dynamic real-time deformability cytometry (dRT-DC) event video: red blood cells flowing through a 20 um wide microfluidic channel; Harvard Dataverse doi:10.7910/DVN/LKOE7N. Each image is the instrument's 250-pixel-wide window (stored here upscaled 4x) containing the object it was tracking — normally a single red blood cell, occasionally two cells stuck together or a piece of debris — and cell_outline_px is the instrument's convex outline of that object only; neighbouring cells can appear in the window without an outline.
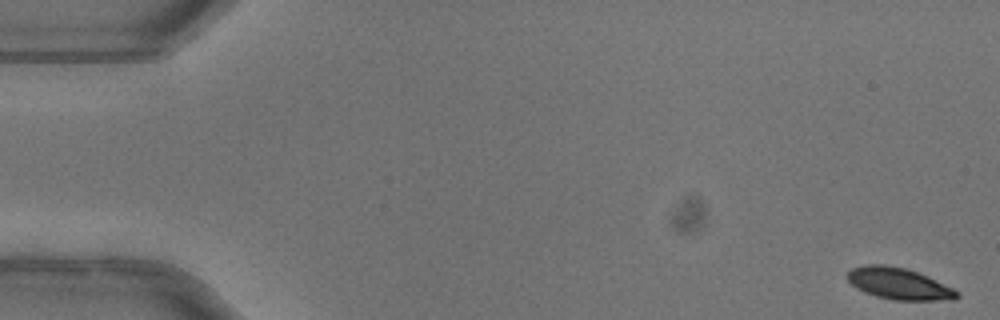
{"species": "common noctule bat (a hibernating species)", "species_latin": "Nyctalus noctula", "temperature_condition": "warm", "stored_images_in_passage": 52, "camera_frame_rate_fps": 3000, "um_per_image_px": 0.085, "animal": {"sex": "female"}, "frame": {"image": 1, "passage_image": 1, "time_ms": 0.0, "image_size_px": [1000, 320], "cell_outline_px": [[960, 296], [932, 300], [892, 300], [876, 296], [864, 292], [856, 288], [848, 280], [848, 272], [852, 268], [864, 264], [884, 264], [904, 268], [928, 276], [960, 292]], "centroid_in_image_um": [76.34, 24.09], "position_along_channel_um": 8.7, "area_um2": 19.83}}
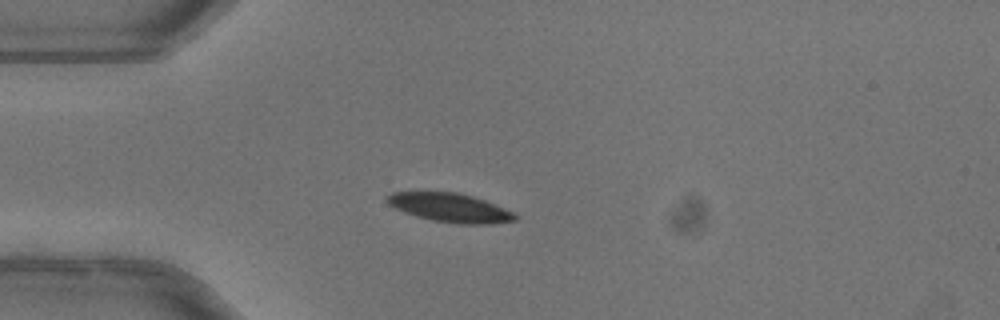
{"frame": {"image": 2, "passage_image": 14, "time_ms": 4.333, "image_size_px": [1000, 320], "cell_outline_px": [[516, 220], [492, 224], [460, 224], [432, 220], [416, 216], [404, 212], [388, 204], [384, 200], [392, 192], [456, 192], [472, 196], [484, 200], [504, 208], [512, 212], [516, 216]], "centroid_in_image_um": [38.23, 17.65], "position_along_channel_um": 46.8, "area_um2": 21.33}}
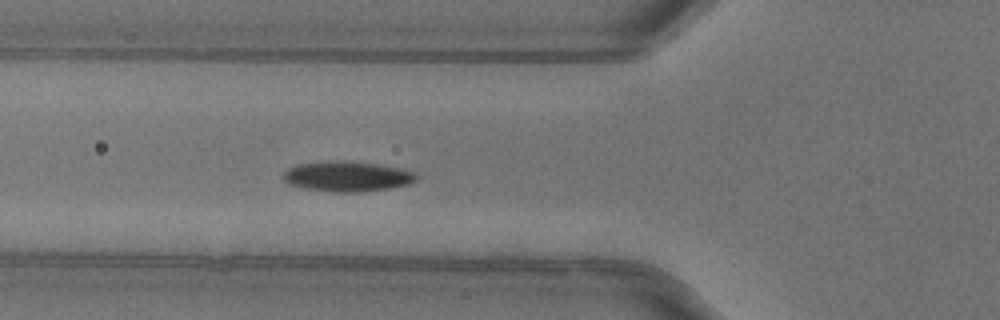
{"frame": {"image": 3, "passage_image": 19, "time_ms": 6.0, "image_size_px": [1000, 320], "cell_outline_px": [[420, 176], [416, 180], [408, 184], [388, 188], [356, 192], [332, 192], [308, 188], [288, 184], [284, 180], [284, 172], [288, 168], [300, 164], [328, 160], [344, 160], [380, 164], [404, 168], [416, 172]], "centroid_in_image_um": [29.57, 14.97], "position_along_channel_um": 96.2, "area_um2": 23.58}, "authors_computed_cell_mechanics": {"area_um2": 21.4149, "velocity_mm_per_s": 3.9903, "shape_relaxation_time_tau1_ms": 2.9684, "shape_relaxation_time_tau2_ms": null, "deformation_change_tau1": 0.1247, "deformation_change_tau2": null}}